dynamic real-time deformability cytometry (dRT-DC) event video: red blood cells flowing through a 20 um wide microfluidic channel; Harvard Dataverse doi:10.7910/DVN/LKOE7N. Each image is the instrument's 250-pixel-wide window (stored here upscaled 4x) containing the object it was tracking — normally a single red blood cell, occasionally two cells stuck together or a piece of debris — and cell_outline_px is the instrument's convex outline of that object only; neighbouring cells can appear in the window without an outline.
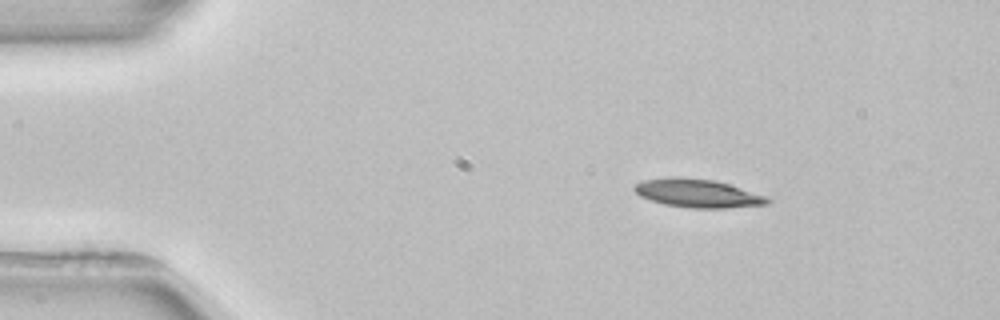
{"species": "common noctule bat (a hibernating species)", "species_latin": "Nyctalus noctula", "temperature_condition": "room temperature", "stored_images_in_passage": 3, "camera_frame_rate_fps": 3000, "um_per_image_px": 0.085, "animal": {"sex": "female", "body_mass_g": 22.7, "forearm_length_mm": 54.2}, "frame": {"image": 1, "passage_image": 1, "time_ms": 0.0, "image_size_px": [1000, 320], "cell_outline_px": [[772, 200], [768, 204], [724, 208], [688, 208], [664, 204], [640, 196], [632, 188], [636, 184], [644, 180], [668, 176], [680, 176], [712, 180], [728, 184], [764, 196]], "centroid_in_image_um": [59.25, 16.42], "position_along_channel_um": 25.8, "area_um2": 21.85}}
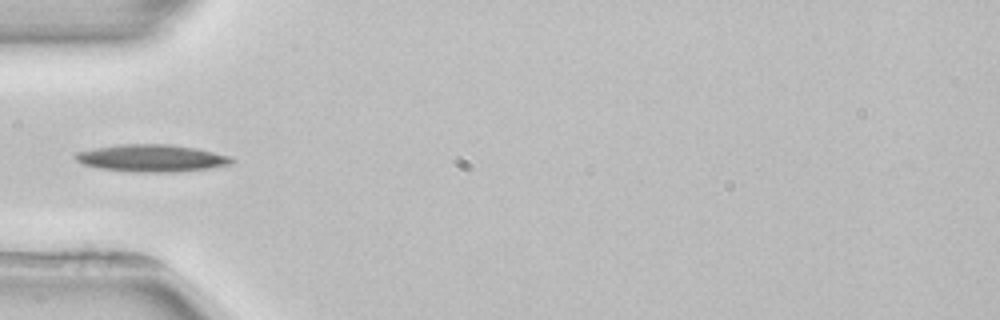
{"frame": {"image": 2, "passage_image": 3, "time_ms": 3.0, "image_size_px": [1000, 320], "cell_outline_px": [[236, 160], [228, 164], [208, 168], [168, 172], [136, 172], [100, 168], [84, 164], [76, 160], [72, 156], [76, 152], [96, 148], [120, 144], [172, 144], [196, 148], [228, 156]], "centroid_in_image_um": [12.84, 13.43], "position_along_channel_um": 72.2, "area_um2": 24.45}}